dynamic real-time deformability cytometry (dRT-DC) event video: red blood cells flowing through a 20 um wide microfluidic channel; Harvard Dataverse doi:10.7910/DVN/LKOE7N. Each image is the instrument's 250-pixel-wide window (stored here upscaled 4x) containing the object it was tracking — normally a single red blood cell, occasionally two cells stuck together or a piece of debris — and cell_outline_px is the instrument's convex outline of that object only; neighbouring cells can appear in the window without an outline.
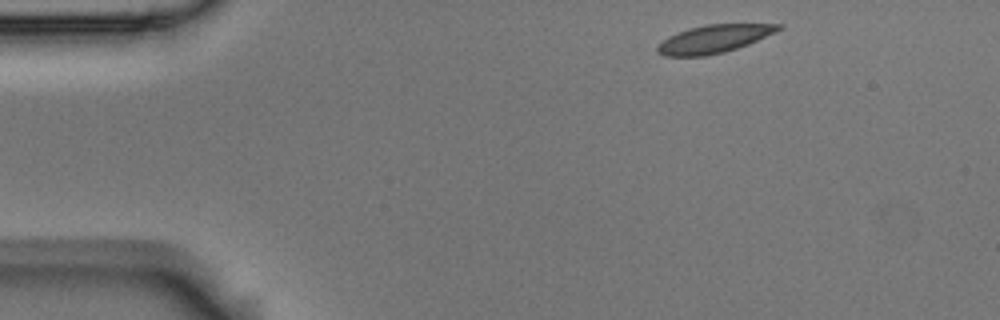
{"species": "Egyptian fruit bat (a non-hibernating species)", "species_latin": "Rousettus aegyptiacus", "temperature_condition": "room temperature", "stored_images_in_passage": 3, "camera_frame_rate_fps": 3000, "um_per_image_px": 0.085, "animal": {"sex": "male"}, "frame": {"image": 1, "passage_image": 1, "time_ms": 0.0, "image_size_px": [1000, 320], "cell_outline_px": [[784, 28], [776, 32], [748, 44], [724, 52], [704, 56], [664, 56], [656, 52], [656, 48], [668, 36], [688, 28], [704, 24], [784, 24]], "centroid_in_image_um": [60.69, 3.3], "position_along_channel_um": 24.3, "area_um2": 19.71}}